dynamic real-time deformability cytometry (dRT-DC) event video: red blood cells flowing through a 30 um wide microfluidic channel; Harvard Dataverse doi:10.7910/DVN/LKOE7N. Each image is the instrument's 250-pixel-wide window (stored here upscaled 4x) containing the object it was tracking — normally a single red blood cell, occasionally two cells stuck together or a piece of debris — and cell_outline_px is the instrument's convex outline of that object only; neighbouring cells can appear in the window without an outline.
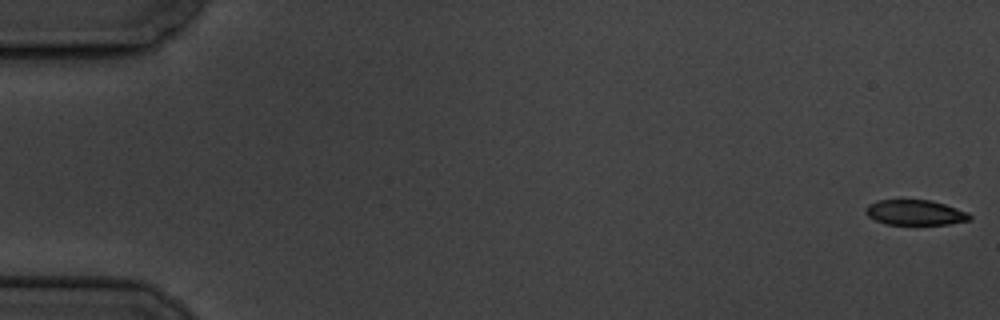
{"species": "common noctule bat (a hibernating species)", "species_latin": "Nyctalus noctula", "temperature_condition": "cold", "stored_images_in_passage": 58, "camera_frame_rate_fps": 3000, "um_per_image_px": 0.085, "animal": {"sex": "male", "body_mass_g": 19.5, "forearm_length_mm": 54.6}, "frame": {"image": 1, "passage_image": 1, "time_ms": 0.0, "image_size_px": [1000, 320], "cell_outline_px": [[972, 220], [948, 224], [884, 224], [868, 216], [864, 212], [864, 208], [868, 204], [876, 200], [928, 200], [944, 204], [968, 212], [972, 216]], "centroid_in_image_um": [77.77, 18.06], "position_along_channel_um": 7.2, "area_um2": 15.32}}
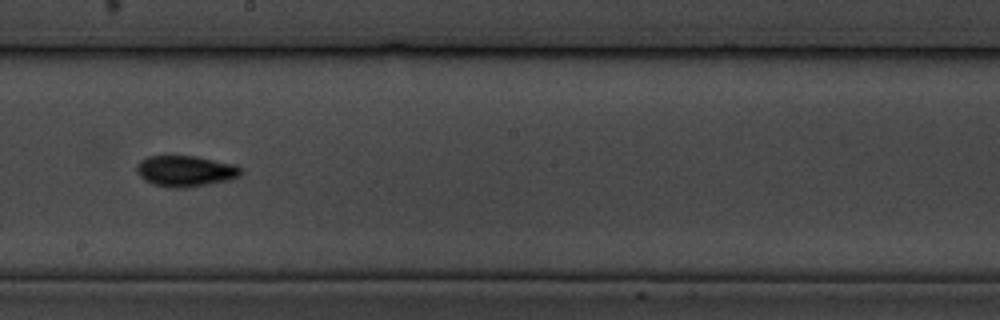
{"frame": {"image": 2, "passage_image": 33, "time_ms": 10.667, "image_size_px": [1000, 320], "cell_outline_px": [[240, 176], [228, 180], [184, 188], [168, 188], [152, 184], [144, 180], [136, 172], [136, 164], [140, 160], [148, 156], [196, 156], [236, 164], [240, 168]], "centroid_in_image_um": [15.72, 14.54], "position_along_channel_um": 232.5, "area_um2": 18.9}}
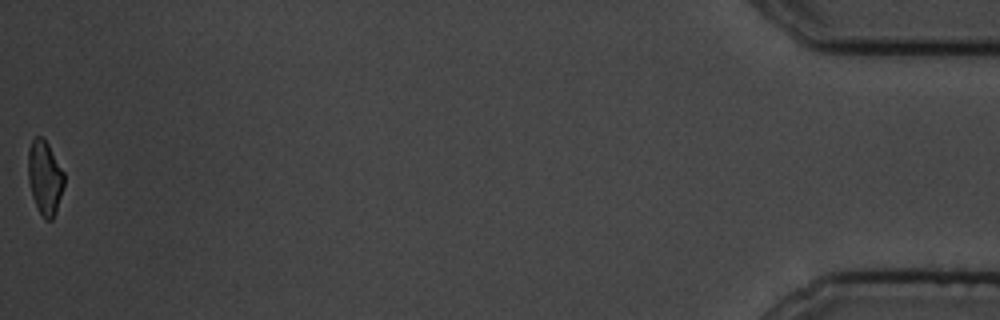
{"frame": {"image": 3, "passage_image": 58, "time_ms": 19.0, "image_size_px": [1000, 320], "cell_outline_px": [[64, 184], [56, 212], [52, 220], [44, 220], [32, 196], [28, 180], [28, 148], [32, 140], [36, 136], [40, 136], [48, 144], [64, 172]], "centroid_in_image_um": [3.8, 15.1], "position_along_channel_um": 431.4, "area_um2": 15.43}, "authors_computed_cell_mechanics": {"area_um2": 17.1088, "velocity_mm_per_s": 3.5073, "shape_relaxation_time_tau1_ms": 4.5803, "shape_relaxation_time_tau2_ms": 4.7106, "deformation_change_tau1": 0.1376, "deformation_change_tau2": 0.0859}}